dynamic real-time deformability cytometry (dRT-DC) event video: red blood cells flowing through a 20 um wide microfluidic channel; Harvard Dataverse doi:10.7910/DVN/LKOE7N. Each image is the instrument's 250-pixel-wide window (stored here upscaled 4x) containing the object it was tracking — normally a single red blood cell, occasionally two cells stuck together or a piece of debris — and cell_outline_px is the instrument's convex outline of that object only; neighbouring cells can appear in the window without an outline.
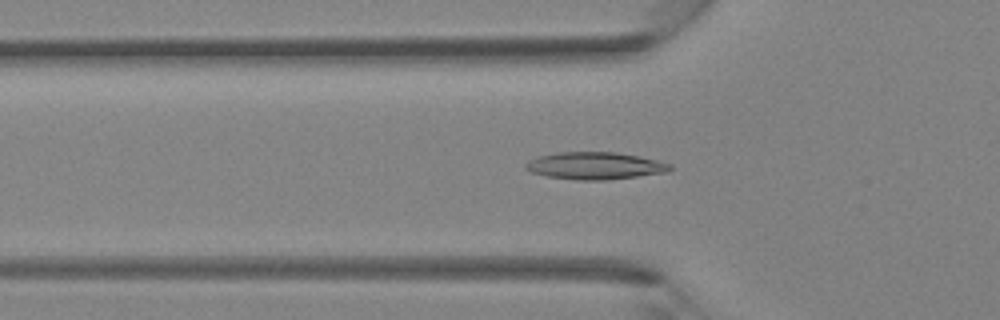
{"species": "Egyptian fruit bat (a non-hibernating species)", "species_latin": "Rousettus aegyptiacus", "temperature_condition": "room temperature", "stored_images_in_passage": 41, "camera_frame_rate_fps": 3000, "um_per_image_px": 0.085, "animal": {"sex": "female"}, "frame": {"image": 1, "passage_image": 13, "time_ms": 4.0, "image_size_px": [1000, 320], "cell_outline_px": [[672, 168], [668, 172], [604, 180], [576, 180], [548, 176], [532, 172], [524, 168], [524, 164], [528, 160], [536, 156], [556, 152], [616, 152], [640, 156], [672, 164]], "centroid_in_image_um": [50.55, 14.08], "position_along_channel_um": 75.3, "area_um2": 23.0}}
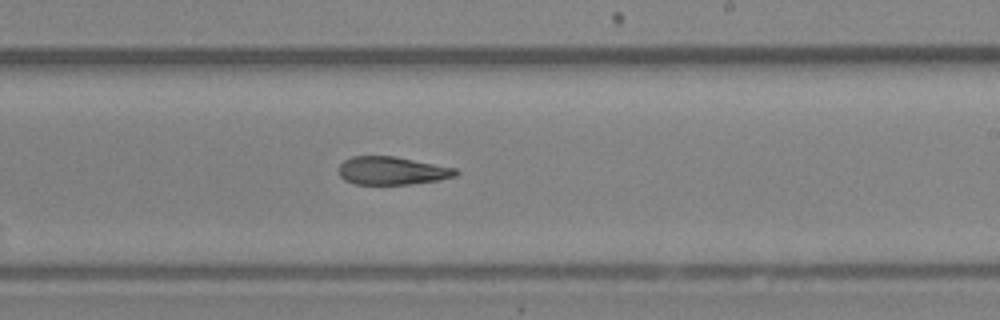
{"frame": {"image": 2, "passage_image": 24, "time_ms": 7.667, "image_size_px": [1000, 320], "cell_outline_px": [[460, 172], [456, 176], [440, 180], [412, 184], [352, 184], [344, 180], [340, 176], [340, 164], [344, 160], [352, 156], [396, 156], [456, 168]], "centroid_in_image_um": [33.35, 14.51], "position_along_channel_um": 255.7, "area_um2": 19.31}}
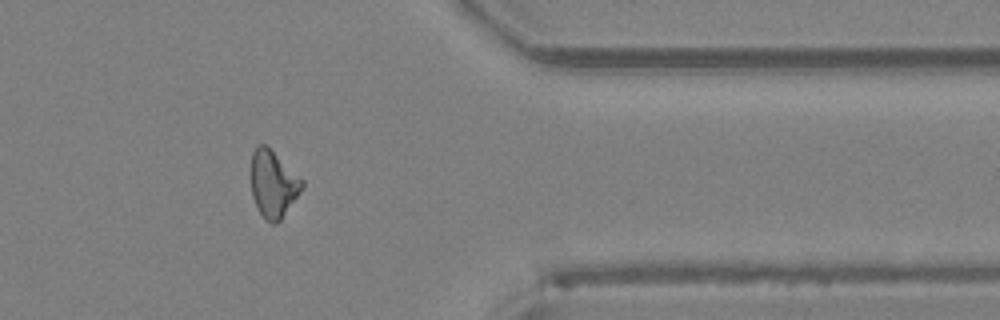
{"frame": {"image": 3, "passage_image": 33, "time_ms": 10.667, "image_size_px": [1000, 320], "cell_outline_px": [[304, 184], [300, 192], [280, 220], [276, 224], [272, 224], [264, 220], [252, 196], [252, 152], [256, 144], [264, 144], [304, 180]], "centroid_in_image_um": [23.22, 15.65], "position_along_channel_um": 388.2, "area_um2": 19.54}}